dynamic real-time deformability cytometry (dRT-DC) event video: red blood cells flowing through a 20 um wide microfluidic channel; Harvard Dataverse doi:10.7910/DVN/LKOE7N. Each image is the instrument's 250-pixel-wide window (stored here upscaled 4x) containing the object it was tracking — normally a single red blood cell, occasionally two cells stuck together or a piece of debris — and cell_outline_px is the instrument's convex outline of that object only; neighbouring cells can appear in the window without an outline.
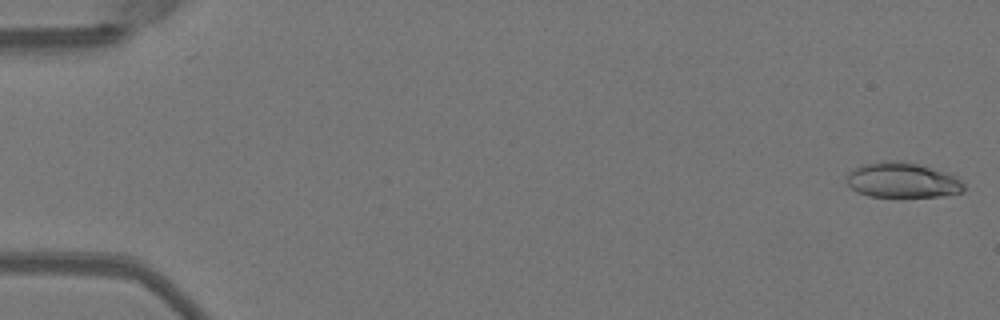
{"species": "Egyptian fruit bat (a non-hibernating species)", "species_latin": "Rousettus aegyptiacus", "temperature_condition": "warm", "stored_images_in_passage": 51, "camera_frame_rate_fps": 3000, "um_per_image_px": 0.085, "animal": {"sex": "female"}, "frame": {"image": 1, "passage_image": 1, "time_ms": 0.0, "image_size_px": [1000, 320], "cell_outline_px": [[964, 192], [944, 196], [868, 196], [856, 192], [848, 184], [848, 176], [860, 164], [880, 160], [896, 160], [916, 164], [944, 172], [956, 176], [964, 180]], "centroid_in_image_um": [76.73, 15.31], "position_along_channel_um": 8.3, "area_um2": 23.93}}
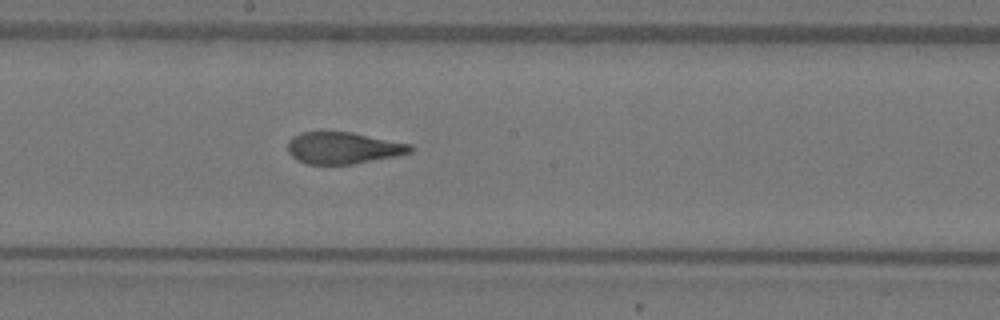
{"frame": {"image": 2, "passage_image": 28, "time_ms": 9.0, "image_size_px": [1000, 320], "cell_outline_px": [[416, 148], [412, 152], [396, 156], [352, 164], [308, 164], [296, 160], [288, 152], [288, 144], [300, 132], [352, 132], [412, 144]], "centroid_in_image_um": [29.23, 12.58], "position_along_channel_um": 219.0, "area_um2": 22.6}}
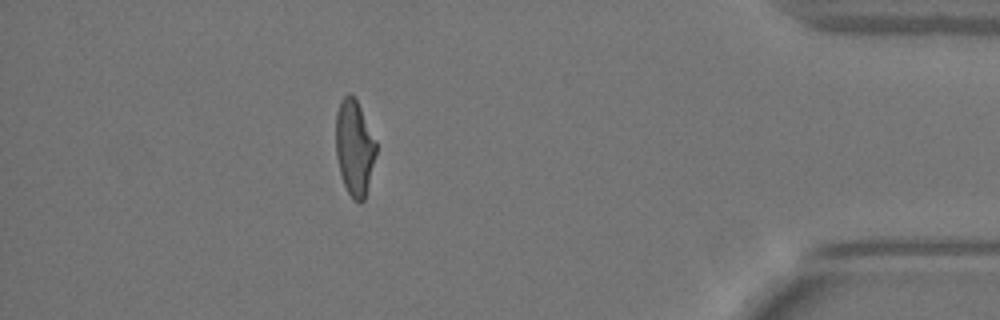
{"frame": {"image": 3, "passage_image": 45, "time_ms": 14.667, "image_size_px": [1000, 320], "cell_outline_px": [[376, 152], [364, 200], [360, 204], [348, 192], [344, 184], [340, 172], [336, 156], [336, 112], [340, 100], [348, 92], [356, 100], [376, 140]], "centroid_in_image_um": [30.11, 12.52], "position_along_channel_um": 405.1, "area_um2": 22.08}, "authors_computed_cell_mechanics": {"area_um2": 23.409, "velocity_mm_per_s": 4.0449, "shape_relaxation_time_tau1_ms": 7.0626, "shape_relaxation_time_tau2_ms": 1.1771, "deformation_change_tau1": 0.2453, "deformation_change_tau2": 0.0813}}